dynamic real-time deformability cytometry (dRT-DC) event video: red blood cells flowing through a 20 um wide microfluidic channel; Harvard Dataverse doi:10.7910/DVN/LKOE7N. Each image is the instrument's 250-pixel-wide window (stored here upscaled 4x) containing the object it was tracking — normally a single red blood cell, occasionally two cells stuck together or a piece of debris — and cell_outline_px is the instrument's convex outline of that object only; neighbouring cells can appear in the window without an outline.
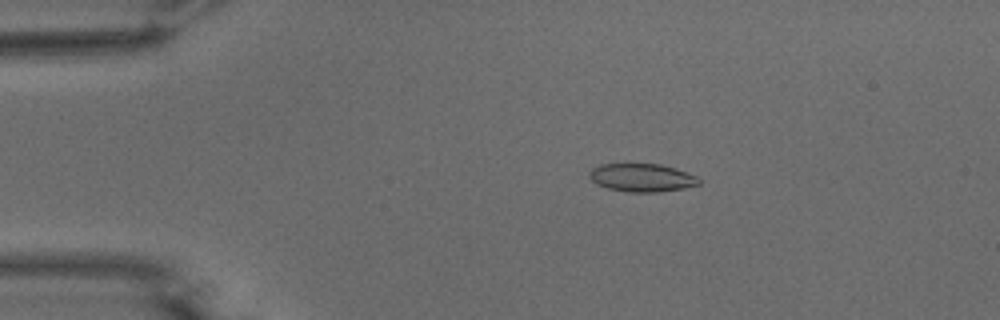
{"species": "common noctule bat (a hibernating species)", "species_latin": "Nyctalus noctula", "temperature_condition": "warm", "stored_images_in_passage": 53, "camera_frame_rate_fps": 3000, "um_per_image_px": 0.085, "animal": {"sex": "male", "body_mass_g": 15.6}, "frame": {"image": 1, "passage_image": 10, "time_ms": 3.0, "image_size_px": [1000, 320], "cell_outline_px": [[700, 184], [684, 188], [656, 192], [628, 192], [608, 188], [596, 184], [588, 176], [588, 172], [592, 168], [600, 164], [628, 160], [660, 164], [676, 168], [696, 176], [700, 180]], "centroid_in_image_um": [54.49, 15.04], "position_along_channel_um": 30.5, "area_um2": 18.84}}
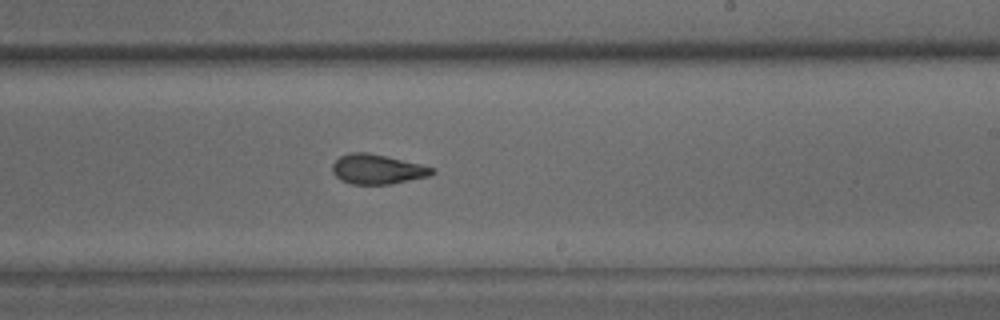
{"frame": {"image": 2, "passage_image": 32, "time_ms": 10.333, "image_size_px": [1000, 320], "cell_outline_px": [[436, 172], [428, 176], [392, 184], [352, 184], [340, 180], [332, 172], [332, 164], [340, 156], [352, 152], [368, 152], [420, 164], [436, 168]], "centroid_in_image_um": [32.07, 14.38], "position_along_channel_um": 256.9, "area_um2": 17.28}}
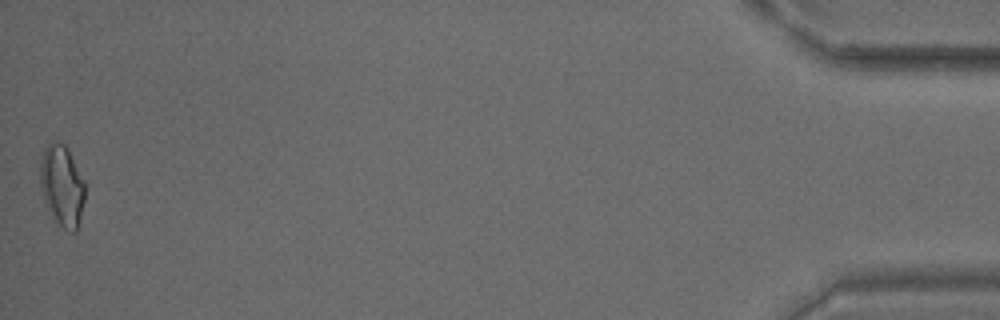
{"frame": {"image": 3, "passage_image": 53, "time_ms": 17.333, "image_size_px": [1000, 320], "cell_outline_px": [[84, 200], [76, 232], [72, 232], [64, 228], [56, 220], [40, 188], [40, 160], [44, 148], [52, 140], [56, 140], [64, 144], [68, 148], [84, 180]], "centroid_in_image_um": [5.27, 15.7], "position_along_channel_um": 429.9, "area_um2": 20.81}, "authors_computed_cell_mechanics": {"area_um2": 18.0336, "velocity_mm_per_s": 3.798, "shape_relaxation_time_tau1_ms": null, "shape_relaxation_time_tau2_ms": 1.8485, "deformation_change_tau1": null, "deformation_change_tau2": 0.089}}